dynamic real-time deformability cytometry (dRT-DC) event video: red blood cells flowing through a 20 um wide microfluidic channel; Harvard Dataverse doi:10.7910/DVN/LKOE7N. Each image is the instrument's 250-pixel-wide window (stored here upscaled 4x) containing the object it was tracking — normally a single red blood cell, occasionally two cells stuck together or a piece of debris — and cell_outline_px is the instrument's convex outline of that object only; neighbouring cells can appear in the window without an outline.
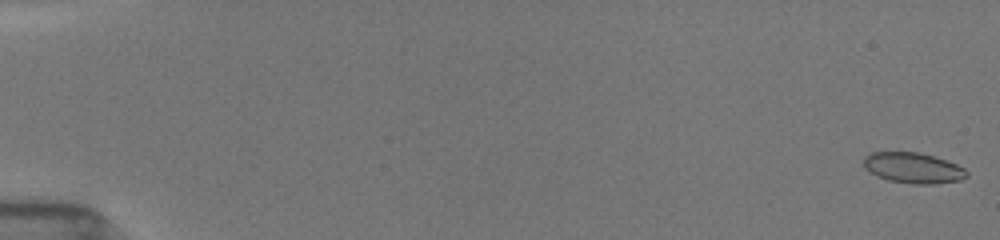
{"species": "common noctule bat (a hibernating species)", "species_latin": "Nyctalus noctula", "temperature_condition": "room temperature", "stored_images_in_passage": 28, "camera_frame_rate_fps": 3000, "um_per_image_px": 0.085, "animal": {"sex": "female", "body_mass_g": 19.5, "forearm_length_mm": 54.1}, "frame": {"image": 1, "passage_image": 1, "time_ms": 0.0, "image_size_px": [1000, 240], "cell_outline_px": [[968, 176], [960, 180], [932, 184], [912, 184], [888, 180], [876, 176], [864, 168], [864, 156], [872, 152], [916, 152], [932, 156], [956, 164], [964, 168], [968, 172]], "centroid_in_image_um": [77.59, 14.28], "position_along_channel_um": 7.4, "area_um2": 18.32}}
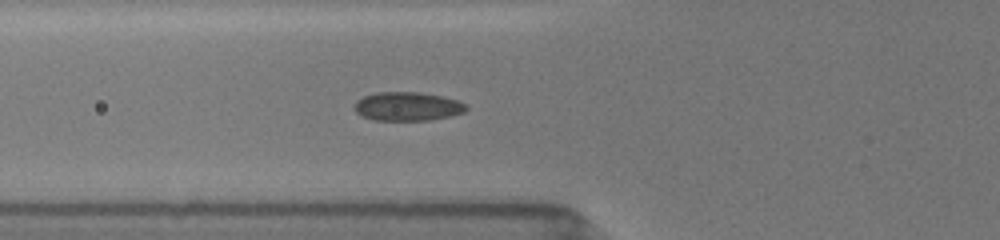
{"frame": {"image": 2, "passage_image": 18, "time_ms": 6.667, "image_size_px": [1000, 240], "cell_outline_px": [[468, 108], [464, 112], [452, 116], [428, 120], [372, 120], [356, 112], [352, 108], [356, 100], [364, 96], [376, 92], [420, 92], [440, 96], [456, 100], [468, 104]], "centroid_in_image_um": [34.63, 9.04], "position_along_channel_um": 91.2, "area_um2": 18.84}}
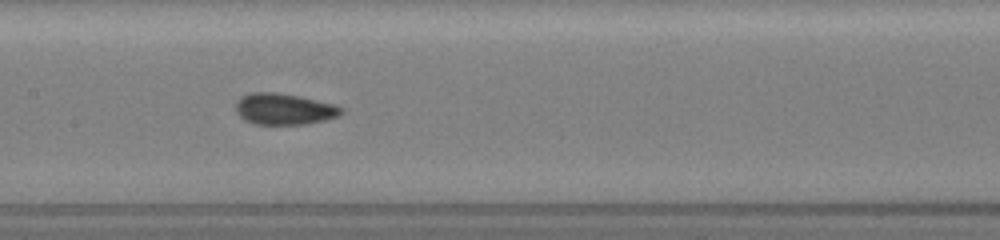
{"frame": {"image": 3, "passage_image": 25, "time_ms": 9.0, "image_size_px": [1000, 240], "cell_outline_px": [[344, 112], [340, 116], [324, 120], [304, 124], [256, 124], [240, 116], [236, 112], [236, 100], [240, 96], [252, 92], [276, 92], [300, 96], [336, 104], [344, 108]], "centroid_in_image_um": [24.19, 9.25], "position_along_channel_um": 183.2, "area_um2": 19.36}}